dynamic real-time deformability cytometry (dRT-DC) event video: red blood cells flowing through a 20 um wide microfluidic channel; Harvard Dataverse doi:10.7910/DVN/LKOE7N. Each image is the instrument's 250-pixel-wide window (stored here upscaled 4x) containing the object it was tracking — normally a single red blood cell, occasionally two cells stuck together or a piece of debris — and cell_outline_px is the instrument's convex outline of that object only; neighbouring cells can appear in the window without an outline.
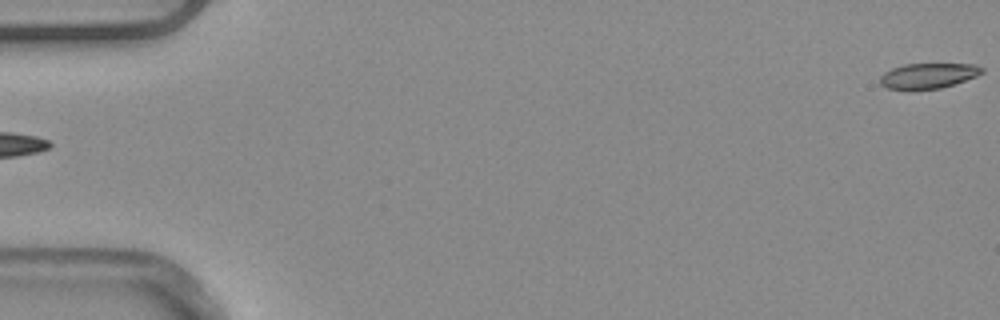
{"species": "common noctule bat (a hibernating species)", "species_latin": "Nyctalus noctula", "temperature_condition": "warm", "stored_images_in_passage": 4, "segment_of_instrument_passage": [2, 2], "camera_frame_rate_fps": 3000, "um_per_image_px": 0.085, "animal": {"sex": "male", "body_mass_g": 20.4}, "frame": {"image": 1, "passage_image": 4, "time_ms": 1.0, "image_size_px": [1000, 320], "cell_outline_px": [[984, 72], [976, 76], [940, 88], [888, 88], [880, 84], [880, 76], [884, 72], [892, 68], [904, 64], [972, 64], [984, 68]], "centroid_in_image_um": [78.9, 6.41], "position_along_channel_um": 6.1, "area_um2": 14.57}}